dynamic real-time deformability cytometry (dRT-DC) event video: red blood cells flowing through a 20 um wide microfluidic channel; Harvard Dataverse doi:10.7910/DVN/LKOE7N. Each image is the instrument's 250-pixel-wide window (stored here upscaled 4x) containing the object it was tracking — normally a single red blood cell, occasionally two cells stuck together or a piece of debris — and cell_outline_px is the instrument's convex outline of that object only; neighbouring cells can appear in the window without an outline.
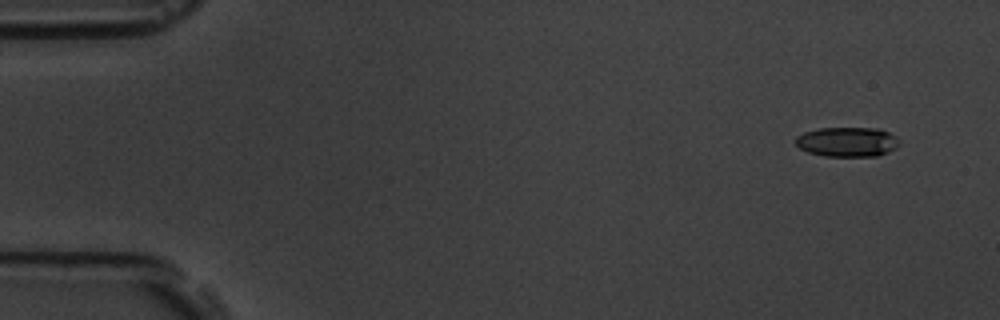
{"species": "common noctule bat (a hibernating species)", "species_latin": "Nyctalus noctula", "temperature_condition": "room temperature", "stored_images_in_passage": 7, "camera_frame_rate_fps": 3000, "um_per_image_px": 0.085, "animal": {"sex": "male", "body_mass_g": 19.5, "forearm_length_mm": 54.6}, "frame": {"image": 1, "passage_image": 1, "time_ms": 0.0, "image_size_px": [1000, 320], "cell_outline_px": [[900, 144], [896, 148], [888, 152], [876, 156], [824, 156], [808, 152], [800, 148], [796, 144], [796, 136], [804, 132], [820, 128], [876, 128], [888, 132], [896, 136], [900, 140]], "centroid_in_image_um": [72.04, 12.06], "position_along_channel_um": 13.0, "area_um2": 17.98}}
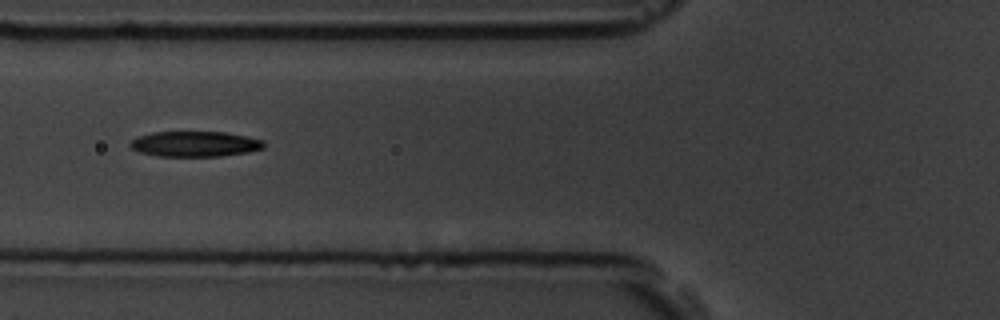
{"frame": {"image": 2, "passage_image": 6, "time_ms": 6.0, "image_size_px": [1000, 320], "cell_outline_px": [[264, 148], [248, 152], [220, 156], [156, 156], [140, 152], [132, 148], [128, 144], [132, 140], [140, 136], [152, 132], [224, 132], [264, 140]], "centroid_in_image_um": [16.57, 12.24], "position_along_channel_um": 109.2, "area_um2": 19.65}}
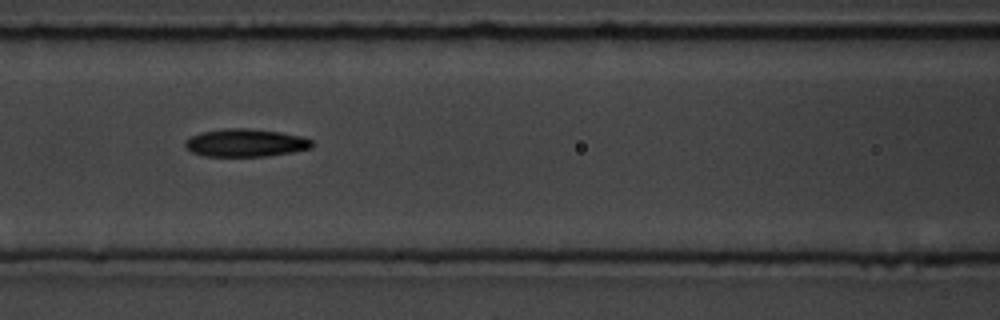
{"frame": {"image": 3, "passage_image": 7, "time_ms": 7.0, "image_size_px": [1000, 320], "cell_outline_px": [[312, 148], [292, 152], [268, 156], [204, 156], [192, 152], [184, 144], [184, 140], [200, 132], [224, 128], [248, 128], [280, 132], [300, 136], [312, 140]], "centroid_in_image_um": [20.86, 12.14], "position_along_channel_um": 145.7, "area_um2": 20.58}}